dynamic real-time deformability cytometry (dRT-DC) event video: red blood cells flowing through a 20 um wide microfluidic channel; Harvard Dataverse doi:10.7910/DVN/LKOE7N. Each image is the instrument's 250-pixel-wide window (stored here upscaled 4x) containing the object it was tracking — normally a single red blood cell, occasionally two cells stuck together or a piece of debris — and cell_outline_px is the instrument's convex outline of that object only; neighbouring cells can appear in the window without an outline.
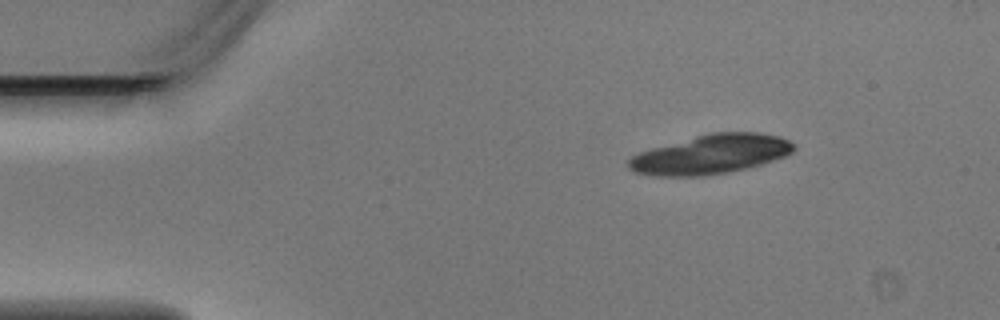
{"species": "Egyptian fruit bat (a non-hibernating species)", "species_latin": "Rousettus aegyptiacus", "temperature_condition": "warm", "stored_images_in_passage": 4, "camera_frame_rate_fps": 3000, "um_per_image_px": 0.085, "animal": {"sex": "male"}, "frame": {"image": 1, "passage_image": 1, "time_ms": 0.0, "image_size_px": [1000, 320], "cell_outline_px": [[796, 148], [792, 152], [784, 156], [748, 168], [728, 172], [704, 176], [656, 176], [636, 172], [628, 168], [628, 160], [632, 156], [640, 152], [652, 148], [696, 136], [712, 132], [760, 132], [780, 136], [788, 140]], "centroid_in_image_um": [60.42, 13.12], "position_along_channel_um": 24.6, "area_um2": 37.57}}